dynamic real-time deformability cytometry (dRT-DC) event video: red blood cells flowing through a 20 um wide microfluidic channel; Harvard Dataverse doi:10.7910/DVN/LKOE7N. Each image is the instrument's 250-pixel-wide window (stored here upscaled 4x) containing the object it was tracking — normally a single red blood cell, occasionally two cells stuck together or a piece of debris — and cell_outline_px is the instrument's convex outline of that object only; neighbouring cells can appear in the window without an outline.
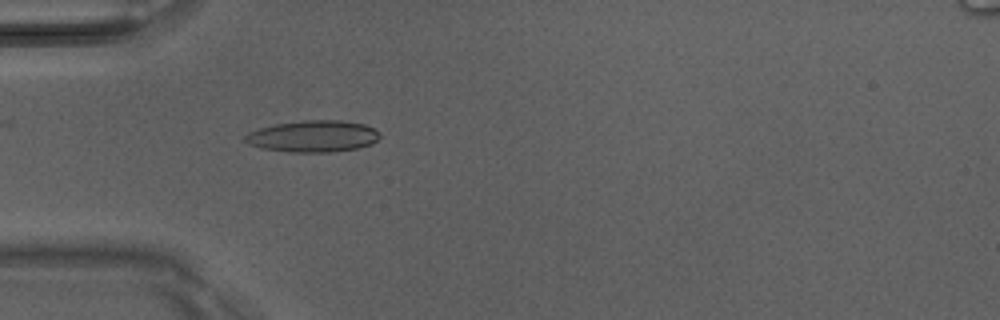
{"species": "Egyptian fruit bat (a non-hibernating species)", "species_latin": "Rousettus aegyptiacus", "temperature_condition": "room temperature", "stored_images_in_passage": 4, "camera_frame_rate_fps": 3000, "um_per_image_px": 0.085, "animal": {"sex": "male"}, "frame": {"image": 1, "passage_image": 4, "time_ms": 1.0, "image_size_px": [1000, 320], "cell_outline_px": [[380, 136], [372, 144], [356, 148], [332, 152], [292, 152], [264, 148], [248, 144], [244, 140], [244, 136], [248, 132], [260, 128], [276, 124], [304, 120], [340, 120], [364, 124], [380, 132]], "centroid_in_image_um": [26.62, 11.58], "position_along_channel_um": 58.4, "area_um2": 24.68}}